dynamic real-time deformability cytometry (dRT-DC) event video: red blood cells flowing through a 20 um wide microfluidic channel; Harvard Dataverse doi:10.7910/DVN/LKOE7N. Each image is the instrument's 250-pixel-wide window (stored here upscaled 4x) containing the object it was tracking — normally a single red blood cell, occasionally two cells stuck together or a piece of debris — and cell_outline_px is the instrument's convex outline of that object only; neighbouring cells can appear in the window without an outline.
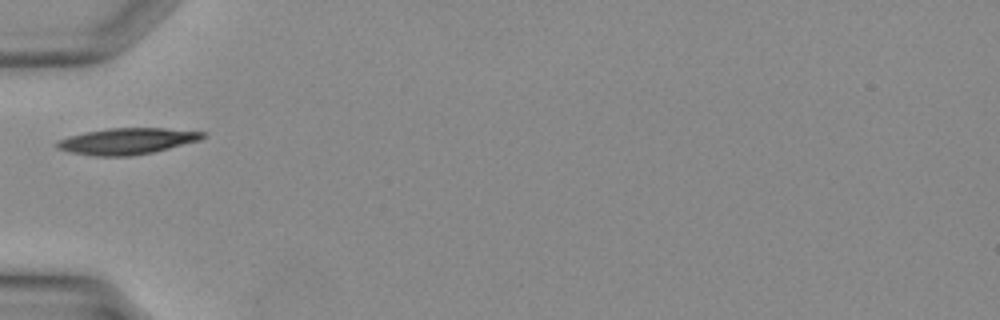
{"species": "Egyptian fruit bat (a non-hibernating species)", "species_latin": "Rousettus aegyptiacus", "temperature_condition": "warm", "stored_images_in_passage": 16, "camera_frame_rate_fps": 3000, "um_per_image_px": 0.085, "animal": {"sex": "female"}, "frame": {"image": 1, "passage_image": 1, "time_ms": 0.0, "image_size_px": [1000, 320], "cell_outline_px": [[208, 136], [200, 140], [152, 152], [132, 156], [96, 156], [72, 152], [56, 148], [56, 140], [68, 136], [84, 132], [108, 128], [164, 128], [208, 132]], "centroid_in_image_um": [10.81, 11.99], "position_along_channel_um": 74.2, "area_um2": 22.37}}
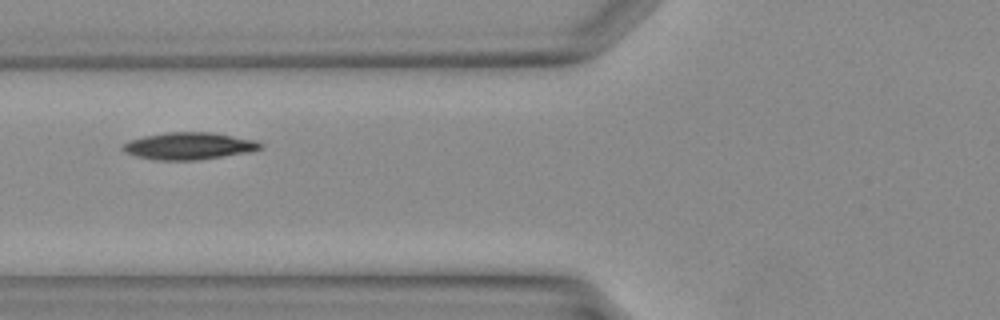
{"frame": {"image": 2, "passage_image": 3, "time_ms": 0.667, "image_size_px": [1000, 320], "cell_outline_px": [[264, 144], [260, 148], [248, 152], [196, 160], [156, 160], [140, 156], [128, 152], [120, 148], [124, 144], [132, 140], [144, 136], [164, 132], [212, 132], [256, 140]], "centroid_in_image_um": [16.1, 12.39], "position_along_channel_um": 109.7, "area_um2": 21.39}}